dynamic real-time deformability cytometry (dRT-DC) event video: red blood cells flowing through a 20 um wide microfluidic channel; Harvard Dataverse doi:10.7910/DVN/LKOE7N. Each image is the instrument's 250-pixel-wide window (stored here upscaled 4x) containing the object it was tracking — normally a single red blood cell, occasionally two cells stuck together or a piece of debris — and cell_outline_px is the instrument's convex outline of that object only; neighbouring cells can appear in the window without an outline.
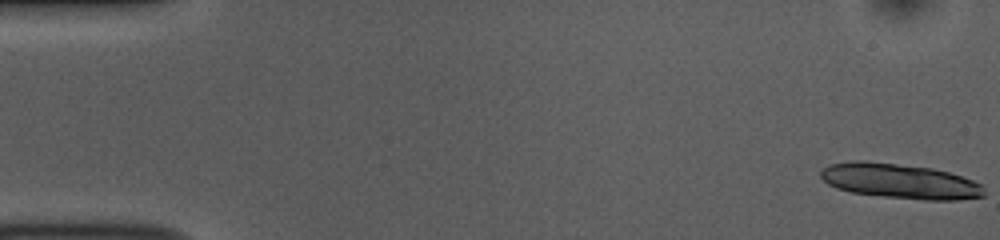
{"species": "common noctule bat (a hibernating species)", "species_latin": "Nyctalus noctula", "temperature_condition": "room temperature", "stored_images_in_passage": 15, "camera_frame_rate_fps": 3000, "um_per_image_px": 0.085, "animal": {"sex": "female", "body_mass_g": 10.0, "forearm_length_mm": 53.1}, "frame": {"image": 1, "passage_image": 1, "time_ms": 0.0, "image_size_px": [1000, 240], "cell_outline_px": [[984, 196], [956, 200], [924, 200], [884, 196], [852, 192], [836, 188], [828, 184], [820, 176], [820, 172], [828, 164], [852, 160], [864, 160], [932, 168], [948, 172], [984, 184]], "centroid_in_image_um": [76.49, 15.39], "position_along_channel_um": 8.5, "area_um2": 33.29}}